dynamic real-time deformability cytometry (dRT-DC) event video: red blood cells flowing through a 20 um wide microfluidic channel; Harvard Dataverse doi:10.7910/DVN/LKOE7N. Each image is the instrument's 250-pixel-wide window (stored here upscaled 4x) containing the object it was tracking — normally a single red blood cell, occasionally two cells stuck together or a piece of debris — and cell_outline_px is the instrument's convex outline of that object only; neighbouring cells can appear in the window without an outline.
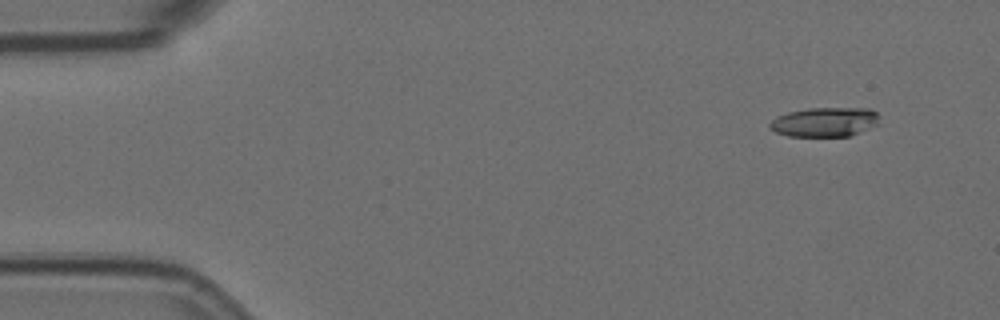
{"species": "Egyptian fruit bat (a non-hibernating species)", "species_latin": "Rousettus aegyptiacus", "temperature_condition": "room temperature", "stored_images_in_passage": 9, "camera_frame_rate_fps": 3000, "um_per_image_px": 0.085, "animal": {"sex": "female"}, "frame": {"image": 1, "passage_image": 1, "time_ms": 0.0, "image_size_px": [1000, 320], "cell_outline_px": [[876, 124], [860, 132], [848, 136], [788, 136], [776, 132], [768, 128], [768, 124], [776, 116], [788, 112], [808, 108], [872, 108], [876, 112]], "centroid_in_image_um": [70.03, 10.36], "position_along_channel_um": 15.0, "area_um2": 18.67}}
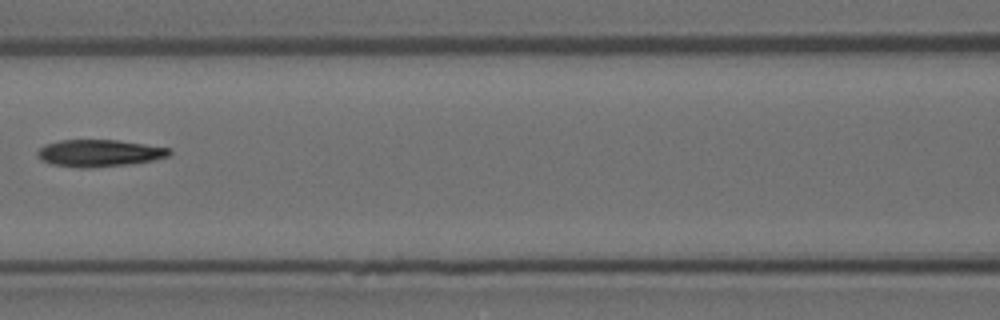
{"frame": {"image": 2, "passage_image": 7, "time_ms": 2.0, "image_size_px": [1000, 320], "cell_outline_px": [[172, 152], [168, 156], [152, 160], [128, 164], [88, 168], [76, 168], [52, 164], [40, 160], [36, 152], [44, 144], [60, 140], [116, 140], [172, 148]], "centroid_in_image_um": [8.41, 13.01], "position_along_channel_um": 158.2, "area_um2": 20.81}}
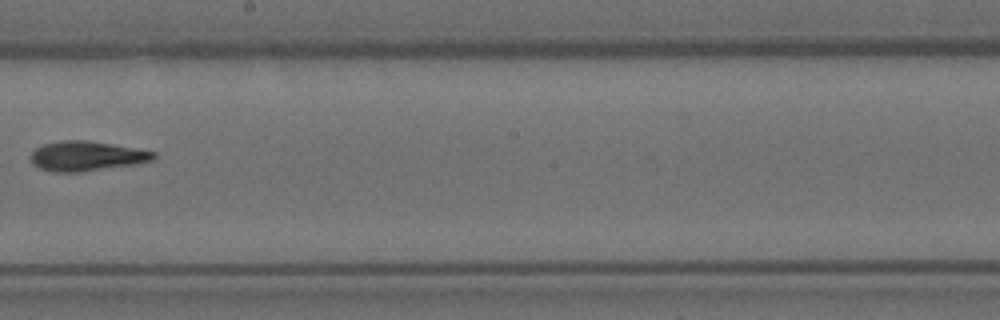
{"frame": {"image": 3, "passage_image": 9, "time_ms": 2.667, "image_size_px": [1000, 320], "cell_outline_px": [[156, 160], [132, 164], [80, 172], [52, 172], [36, 168], [32, 164], [32, 152], [36, 148], [44, 144], [60, 140], [84, 140], [156, 152]], "centroid_in_image_um": [7.31, 13.28], "position_along_channel_um": 240.9, "area_um2": 21.04}}